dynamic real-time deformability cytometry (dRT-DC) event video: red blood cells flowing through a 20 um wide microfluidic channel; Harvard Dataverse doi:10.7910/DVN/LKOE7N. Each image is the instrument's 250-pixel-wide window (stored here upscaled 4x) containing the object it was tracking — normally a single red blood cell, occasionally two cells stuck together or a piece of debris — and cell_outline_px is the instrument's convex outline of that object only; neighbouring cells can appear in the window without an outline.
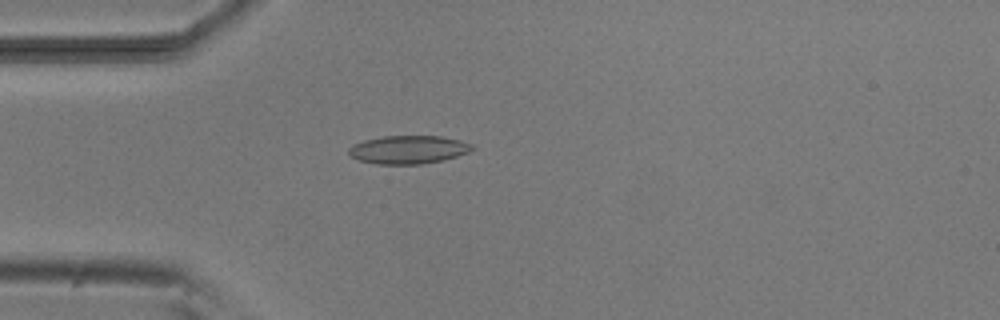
{"species": "common noctule bat (a hibernating species)", "species_latin": "Nyctalus noctula", "temperature_condition": "room temperature", "stored_images_in_passage": 42, "camera_frame_rate_fps": 3000, "um_per_image_px": 0.085, "animal": {"sex": "male", "body_mass_g": 20.5, "forearm_length_mm": 52.5}, "frame": {"image": 1, "passage_image": 3, "time_ms": 0.667, "image_size_px": [1000, 320], "cell_outline_px": [[476, 148], [468, 152], [444, 160], [420, 164], [376, 164], [360, 160], [352, 156], [348, 152], [348, 148], [352, 144], [364, 140], [384, 136], [440, 136], [460, 140], [472, 144]], "centroid_in_image_um": [34.72, 12.71], "position_along_channel_um": 50.3, "area_um2": 20.29}}
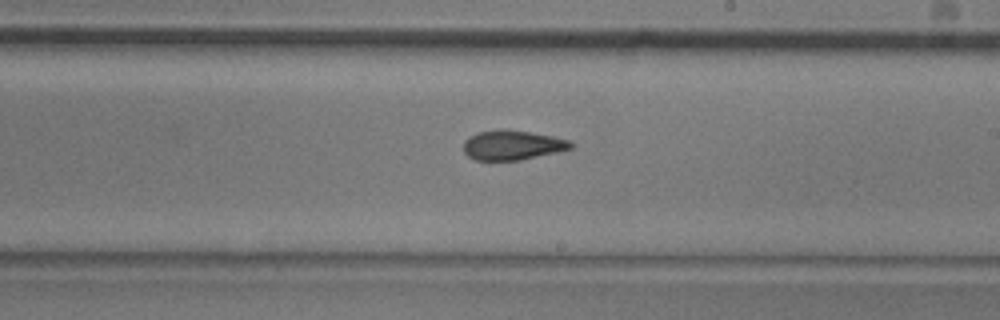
{"frame": {"image": 2, "passage_image": 19, "time_ms": 6.0, "image_size_px": [1000, 320], "cell_outline_px": [[572, 148], [556, 152], [520, 160], [476, 160], [468, 156], [464, 152], [464, 140], [468, 136], [476, 132], [528, 132], [552, 136], [568, 140], [572, 144]], "centroid_in_image_um": [43.52, 12.37], "position_along_channel_um": 245.5, "area_um2": 17.74}}
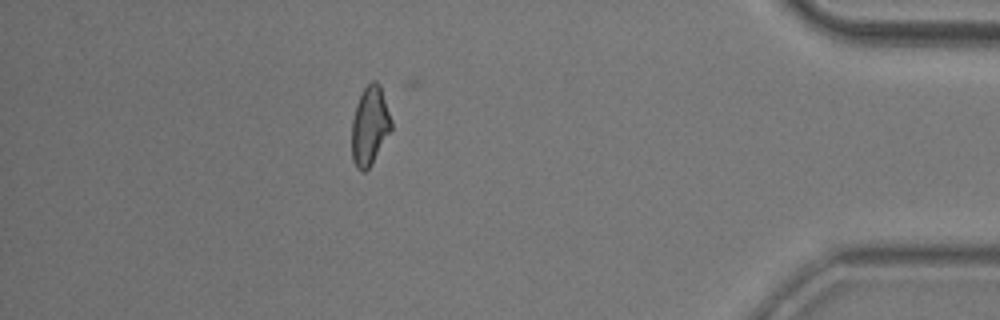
{"frame": {"image": 3, "passage_image": 35, "time_ms": 11.333, "image_size_px": [1000, 320], "cell_outline_px": [[392, 128], [368, 168], [364, 172], [360, 172], [356, 168], [352, 160], [352, 120], [356, 104], [364, 88], [372, 80], [376, 80], [380, 84], [392, 120]], "centroid_in_image_um": [31.42, 10.67], "position_along_channel_um": 403.8, "area_um2": 18.03}, "authors_computed_cell_mechanics": {"area_um2": 18.6116, "velocity_mm_per_s": 3.8247, "shape_relaxation_time_tau1_ms": 10.7869, "shape_relaxation_time_tau2_ms": 2.6694, "deformation_change_tau1": 0.1936, "deformation_change_tau2": 0.0824}}